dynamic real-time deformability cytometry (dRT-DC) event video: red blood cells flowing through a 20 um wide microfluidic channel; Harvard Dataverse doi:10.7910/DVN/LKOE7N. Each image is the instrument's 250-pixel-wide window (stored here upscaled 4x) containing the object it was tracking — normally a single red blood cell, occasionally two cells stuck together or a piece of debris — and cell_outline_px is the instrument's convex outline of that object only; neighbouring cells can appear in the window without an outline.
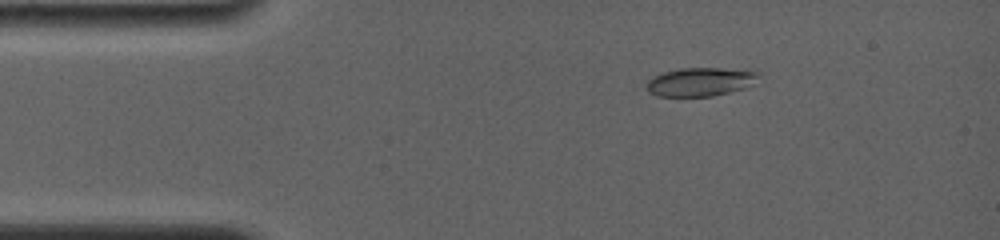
{"species": "common noctule bat (a hibernating species)", "species_latin": "Nyctalus noctula", "temperature_condition": "room temperature", "stored_images_in_passage": 37, "camera_frame_rate_fps": 4000, "um_per_image_px": 0.085, "animal": {"sex": "female", "body_mass_g": 19.0, "forearm_length_mm": 56.7}, "frame": {"image": 1, "passage_image": 5, "time_ms": 1.75, "image_size_px": [1000, 240], "cell_outline_px": [[760, 76], [752, 84], [744, 88], [712, 96], [656, 96], [648, 92], [644, 84], [652, 76], [664, 72], [680, 68], [720, 68], [756, 72]], "centroid_in_image_um": [59.44, 6.96], "position_along_channel_um": 25.6, "area_um2": 18.55}}
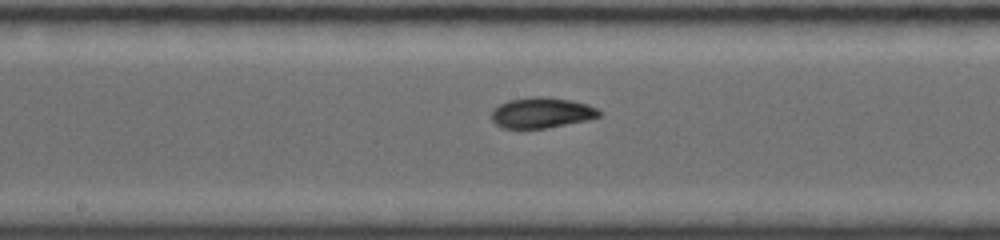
{"frame": {"image": 2, "passage_image": 20, "time_ms": 7.75, "image_size_px": [1000, 240], "cell_outline_px": [[604, 112], [600, 116], [588, 120], [548, 128], [504, 128], [496, 124], [492, 120], [492, 112], [500, 104], [508, 100], [536, 96], [548, 96], [588, 104]], "centroid_in_image_um": [46.08, 9.58], "position_along_channel_um": 202.1, "area_um2": 19.19}}
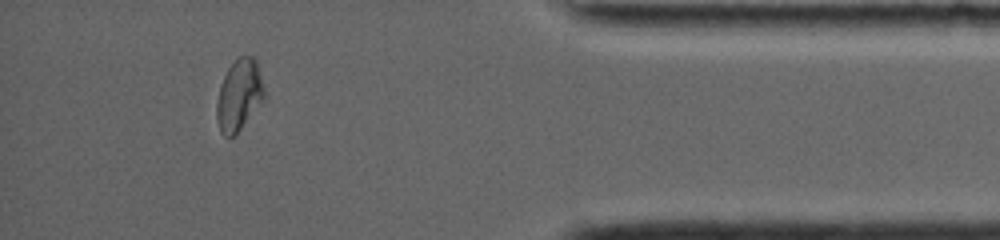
{"frame": {"image": 3, "passage_image": 33, "time_ms": 14.0, "image_size_px": [1000, 240], "cell_outline_px": [[264, 100], [240, 128], [228, 140], [220, 132], [216, 120], [216, 104], [220, 84], [228, 68], [240, 56], [252, 56], [256, 60], [264, 88]], "centroid_in_image_um": [20.3, 8.1], "position_along_channel_um": 414.9, "area_um2": 19.59}, "authors_computed_cell_mechanics": {"area_um2": 19.1318, "velocity_mm_per_s": 3.8231, "shape_relaxation_time_tau1_ms": null, "shape_relaxation_time_tau2_ms": 1.1816, "deformation_change_tau1": null, "deformation_change_tau2": 0.0407}}